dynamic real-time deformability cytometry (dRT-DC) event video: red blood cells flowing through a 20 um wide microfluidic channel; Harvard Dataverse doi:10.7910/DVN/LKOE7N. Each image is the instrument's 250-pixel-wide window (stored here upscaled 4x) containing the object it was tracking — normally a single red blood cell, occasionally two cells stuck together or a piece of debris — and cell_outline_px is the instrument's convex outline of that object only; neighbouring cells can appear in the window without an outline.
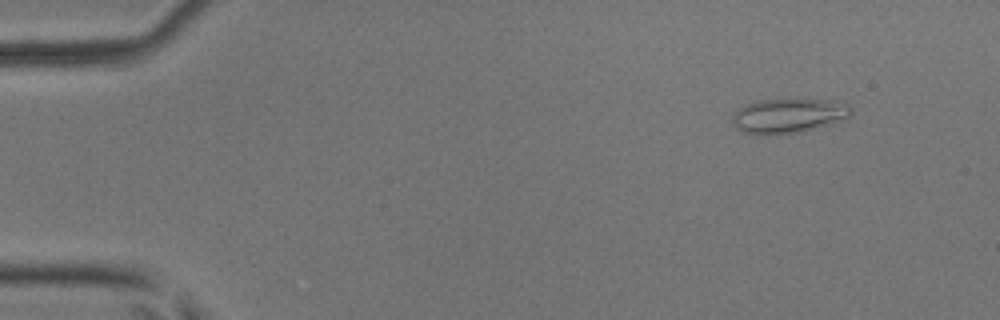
{"species": "common noctule bat (a hibernating species)", "species_latin": "Nyctalus noctula", "temperature_condition": "room temperature", "stored_images_in_passage": 4, "camera_frame_rate_fps": 3000, "um_per_image_px": 0.085, "animal": {"sex": "male", "body_mass_g": 17.9, "forearm_length_mm": 54.2}, "frame": {"image": 1, "passage_image": 2, "time_ms": 0.333, "image_size_px": [1000, 320], "cell_outline_px": [[848, 116], [832, 124], [800, 132], [760, 136], [744, 132], [736, 128], [732, 124], [732, 116], [740, 108], [748, 104], [760, 100], [836, 100], [848, 104]], "centroid_in_image_um": [66.97, 9.86], "position_along_channel_um": 18.0, "area_um2": 23.64}}